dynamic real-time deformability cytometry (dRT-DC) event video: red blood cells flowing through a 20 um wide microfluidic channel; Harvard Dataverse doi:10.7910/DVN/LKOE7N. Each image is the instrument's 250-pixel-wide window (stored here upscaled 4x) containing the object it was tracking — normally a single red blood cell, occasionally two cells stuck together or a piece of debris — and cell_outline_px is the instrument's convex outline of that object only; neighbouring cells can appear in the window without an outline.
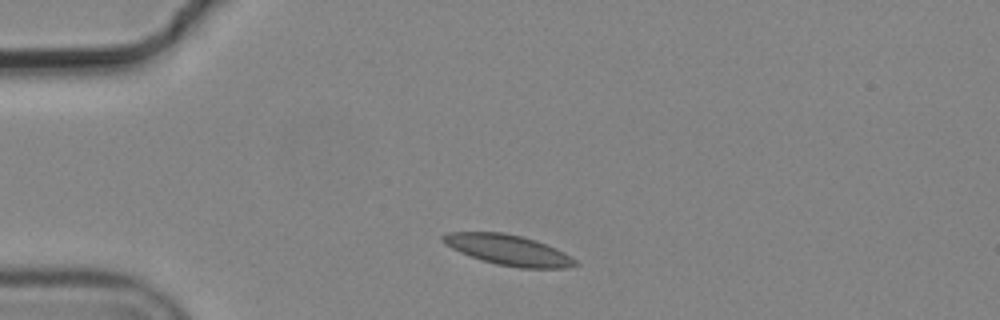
{"species": "common noctule bat (a hibernating species)", "species_latin": "Nyctalus noctula", "temperature_condition": "cold", "stored_images_in_passage": 8, "camera_frame_rate_fps": 3000, "um_per_image_px": 0.085, "animal": {"sex": "male", "body_mass_g": 19.2, "forearm_length_mm": 51.8}, "frame": {"image": 1, "passage_image": 1, "time_ms": 0.0, "image_size_px": [1000, 320], "cell_outline_px": [[580, 264], [568, 268], [520, 268], [496, 264], [460, 252], [444, 244], [440, 240], [440, 236], [448, 232], [504, 232], [536, 240], [564, 252], [576, 260]], "centroid_in_image_um": [43.2, 21.24], "position_along_channel_um": 41.8, "area_um2": 23.41}}
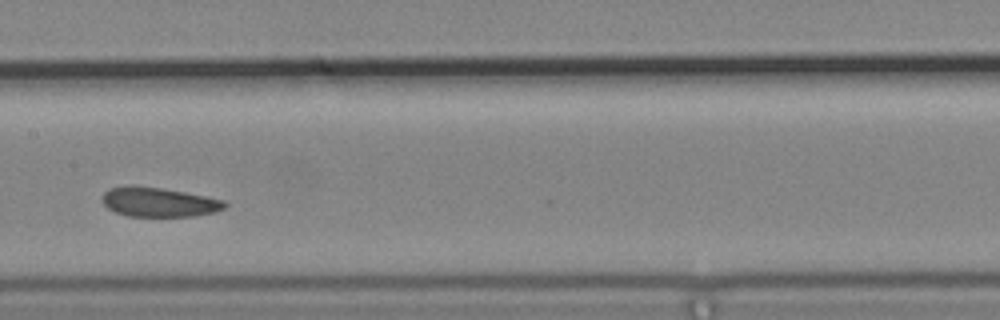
{"frame": {"image": 2, "passage_image": 5, "time_ms": 1.333, "image_size_px": [1000, 320], "cell_outline_px": [[228, 204], [224, 208], [212, 212], [196, 216], [128, 216], [116, 212], [108, 208], [100, 200], [104, 192], [108, 188], [128, 184], [136, 184], [184, 192], [224, 200]], "centroid_in_image_um": [13.43, 17.16], "position_along_channel_um": 194.0, "area_um2": 21.15}}
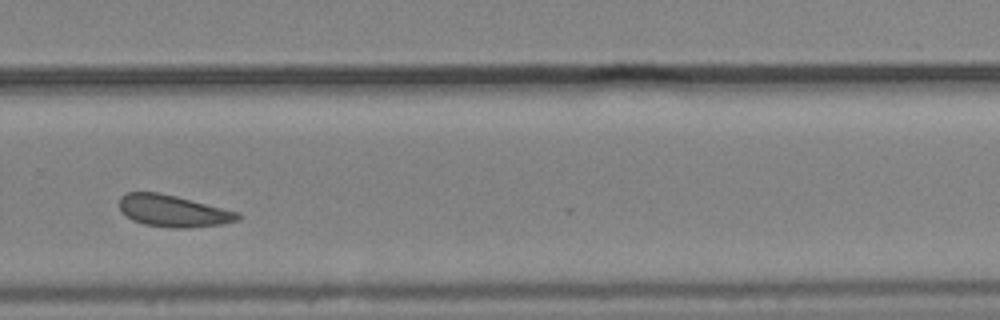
{"frame": {"image": 3, "passage_image": 8, "time_ms": 2.333, "image_size_px": [1000, 320], "cell_outline_px": [[240, 220], [220, 224], [188, 228], [172, 228], [144, 224], [132, 220], [120, 208], [120, 196], [128, 192], [160, 192], [240, 212]], "centroid_in_image_um": [14.74, 17.93], "position_along_channel_um": 315.1, "area_um2": 21.85}}